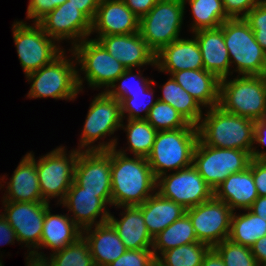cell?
Here are the masks:
<instances>
[{
    "mask_svg": "<svg viewBox=\"0 0 266 266\" xmlns=\"http://www.w3.org/2000/svg\"><path fill=\"white\" fill-rule=\"evenodd\" d=\"M251 154L241 149L216 148L198 140L193 166L205 182L215 189L230 175L244 171L249 167Z\"/></svg>",
    "mask_w": 266,
    "mask_h": 266,
    "instance_id": "9c48e42d",
    "label": "cell"
},
{
    "mask_svg": "<svg viewBox=\"0 0 266 266\" xmlns=\"http://www.w3.org/2000/svg\"><path fill=\"white\" fill-rule=\"evenodd\" d=\"M201 266H225L223 259L219 254L211 248L204 256Z\"/></svg>",
    "mask_w": 266,
    "mask_h": 266,
    "instance_id": "db71d44e",
    "label": "cell"
},
{
    "mask_svg": "<svg viewBox=\"0 0 266 266\" xmlns=\"http://www.w3.org/2000/svg\"><path fill=\"white\" fill-rule=\"evenodd\" d=\"M155 262L152 249L126 250L108 266H152Z\"/></svg>",
    "mask_w": 266,
    "mask_h": 266,
    "instance_id": "b9f144b4",
    "label": "cell"
},
{
    "mask_svg": "<svg viewBox=\"0 0 266 266\" xmlns=\"http://www.w3.org/2000/svg\"><path fill=\"white\" fill-rule=\"evenodd\" d=\"M198 140L197 127L158 131L151 153L147 156L155 178L169 170L177 171L191 166Z\"/></svg>",
    "mask_w": 266,
    "mask_h": 266,
    "instance_id": "277c9868",
    "label": "cell"
},
{
    "mask_svg": "<svg viewBox=\"0 0 266 266\" xmlns=\"http://www.w3.org/2000/svg\"><path fill=\"white\" fill-rule=\"evenodd\" d=\"M86 38L80 43L72 46V51L80 71L84 73V80L90 87L101 88L107 91L116 79L122 75L126 68L95 39Z\"/></svg>",
    "mask_w": 266,
    "mask_h": 266,
    "instance_id": "7c38bea8",
    "label": "cell"
},
{
    "mask_svg": "<svg viewBox=\"0 0 266 266\" xmlns=\"http://www.w3.org/2000/svg\"><path fill=\"white\" fill-rule=\"evenodd\" d=\"M138 207L142 211L145 225L152 237L186 213V209L182 205L163 198L158 192H155Z\"/></svg>",
    "mask_w": 266,
    "mask_h": 266,
    "instance_id": "83f0119b",
    "label": "cell"
},
{
    "mask_svg": "<svg viewBox=\"0 0 266 266\" xmlns=\"http://www.w3.org/2000/svg\"><path fill=\"white\" fill-rule=\"evenodd\" d=\"M4 213L1 214L15 230L17 242L25 243L29 250L39 249L43 232V222L48 202H11L3 201Z\"/></svg>",
    "mask_w": 266,
    "mask_h": 266,
    "instance_id": "9a60e30c",
    "label": "cell"
},
{
    "mask_svg": "<svg viewBox=\"0 0 266 266\" xmlns=\"http://www.w3.org/2000/svg\"><path fill=\"white\" fill-rule=\"evenodd\" d=\"M105 50L126 69L143 65L155 66V53L143 40L140 32L134 34L106 35L95 38Z\"/></svg>",
    "mask_w": 266,
    "mask_h": 266,
    "instance_id": "d6986e66",
    "label": "cell"
},
{
    "mask_svg": "<svg viewBox=\"0 0 266 266\" xmlns=\"http://www.w3.org/2000/svg\"><path fill=\"white\" fill-rule=\"evenodd\" d=\"M50 255L54 266H95L88 242L83 236Z\"/></svg>",
    "mask_w": 266,
    "mask_h": 266,
    "instance_id": "8d00e7d4",
    "label": "cell"
},
{
    "mask_svg": "<svg viewBox=\"0 0 266 266\" xmlns=\"http://www.w3.org/2000/svg\"><path fill=\"white\" fill-rule=\"evenodd\" d=\"M194 38V39H192ZM176 39L155 55V67L160 72L204 69L202 55L195 37Z\"/></svg>",
    "mask_w": 266,
    "mask_h": 266,
    "instance_id": "44dd1931",
    "label": "cell"
},
{
    "mask_svg": "<svg viewBox=\"0 0 266 266\" xmlns=\"http://www.w3.org/2000/svg\"><path fill=\"white\" fill-rule=\"evenodd\" d=\"M249 210L266 221V196H258Z\"/></svg>",
    "mask_w": 266,
    "mask_h": 266,
    "instance_id": "f5cc1de1",
    "label": "cell"
},
{
    "mask_svg": "<svg viewBox=\"0 0 266 266\" xmlns=\"http://www.w3.org/2000/svg\"><path fill=\"white\" fill-rule=\"evenodd\" d=\"M123 123L120 101L111 97L106 91L99 93L90 104L87 118L81 133L78 150L84 151H107L117 146V139L102 142L94 146L99 138L110 136L121 128ZM93 144V146H92Z\"/></svg>",
    "mask_w": 266,
    "mask_h": 266,
    "instance_id": "52a82bcc",
    "label": "cell"
},
{
    "mask_svg": "<svg viewBox=\"0 0 266 266\" xmlns=\"http://www.w3.org/2000/svg\"><path fill=\"white\" fill-rule=\"evenodd\" d=\"M232 213L228 239L236 244L252 246L259 238L266 236V221L252 213Z\"/></svg>",
    "mask_w": 266,
    "mask_h": 266,
    "instance_id": "1f68e13d",
    "label": "cell"
},
{
    "mask_svg": "<svg viewBox=\"0 0 266 266\" xmlns=\"http://www.w3.org/2000/svg\"><path fill=\"white\" fill-rule=\"evenodd\" d=\"M260 1L261 0H222L225 13L230 18H244Z\"/></svg>",
    "mask_w": 266,
    "mask_h": 266,
    "instance_id": "ee69618b",
    "label": "cell"
},
{
    "mask_svg": "<svg viewBox=\"0 0 266 266\" xmlns=\"http://www.w3.org/2000/svg\"><path fill=\"white\" fill-rule=\"evenodd\" d=\"M156 192L185 209L197 206L214 196L213 189L191 165L157 178Z\"/></svg>",
    "mask_w": 266,
    "mask_h": 266,
    "instance_id": "4fadbf2b",
    "label": "cell"
},
{
    "mask_svg": "<svg viewBox=\"0 0 266 266\" xmlns=\"http://www.w3.org/2000/svg\"><path fill=\"white\" fill-rule=\"evenodd\" d=\"M252 175L258 196H266V160L252 159Z\"/></svg>",
    "mask_w": 266,
    "mask_h": 266,
    "instance_id": "f6af8a7d",
    "label": "cell"
},
{
    "mask_svg": "<svg viewBox=\"0 0 266 266\" xmlns=\"http://www.w3.org/2000/svg\"><path fill=\"white\" fill-rule=\"evenodd\" d=\"M210 249L203 242L184 244L163 252L156 261L162 266H201Z\"/></svg>",
    "mask_w": 266,
    "mask_h": 266,
    "instance_id": "e575fe53",
    "label": "cell"
},
{
    "mask_svg": "<svg viewBox=\"0 0 266 266\" xmlns=\"http://www.w3.org/2000/svg\"><path fill=\"white\" fill-rule=\"evenodd\" d=\"M170 76L203 107L219 105L220 79L205 69L182 70Z\"/></svg>",
    "mask_w": 266,
    "mask_h": 266,
    "instance_id": "484cf974",
    "label": "cell"
},
{
    "mask_svg": "<svg viewBox=\"0 0 266 266\" xmlns=\"http://www.w3.org/2000/svg\"><path fill=\"white\" fill-rule=\"evenodd\" d=\"M46 210L43 222V232L39 248H50L52 252L62 250L64 247L76 242L82 237V230L66 215L51 214Z\"/></svg>",
    "mask_w": 266,
    "mask_h": 266,
    "instance_id": "f1b7e54d",
    "label": "cell"
},
{
    "mask_svg": "<svg viewBox=\"0 0 266 266\" xmlns=\"http://www.w3.org/2000/svg\"><path fill=\"white\" fill-rule=\"evenodd\" d=\"M74 182L90 193H111V149L79 151Z\"/></svg>",
    "mask_w": 266,
    "mask_h": 266,
    "instance_id": "ac0fdd59",
    "label": "cell"
},
{
    "mask_svg": "<svg viewBox=\"0 0 266 266\" xmlns=\"http://www.w3.org/2000/svg\"><path fill=\"white\" fill-rule=\"evenodd\" d=\"M122 218L116 219L110 213L108 222L113 226L127 250L150 249L153 237L145 225L142 211L138 206H122Z\"/></svg>",
    "mask_w": 266,
    "mask_h": 266,
    "instance_id": "4316f807",
    "label": "cell"
},
{
    "mask_svg": "<svg viewBox=\"0 0 266 266\" xmlns=\"http://www.w3.org/2000/svg\"><path fill=\"white\" fill-rule=\"evenodd\" d=\"M251 158L256 160H266V151H259L258 149L256 150V148L253 147L251 150Z\"/></svg>",
    "mask_w": 266,
    "mask_h": 266,
    "instance_id": "11a10c76",
    "label": "cell"
},
{
    "mask_svg": "<svg viewBox=\"0 0 266 266\" xmlns=\"http://www.w3.org/2000/svg\"><path fill=\"white\" fill-rule=\"evenodd\" d=\"M146 121L157 131L176 130L185 127H197L190 124L182 114L171 105L157 99L150 108Z\"/></svg>",
    "mask_w": 266,
    "mask_h": 266,
    "instance_id": "d590c367",
    "label": "cell"
},
{
    "mask_svg": "<svg viewBox=\"0 0 266 266\" xmlns=\"http://www.w3.org/2000/svg\"><path fill=\"white\" fill-rule=\"evenodd\" d=\"M220 79L219 107L228 113L258 121L266 116V75H238Z\"/></svg>",
    "mask_w": 266,
    "mask_h": 266,
    "instance_id": "5b68a950",
    "label": "cell"
},
{
    "mask_svg": "<svg viewBox=\"0 0 266 266\" xmlns=\"http://www.w3.org/2000/svg\"><path fill=\"white\" fill-rule=\"evenodd\" d=\"M213 249L223 259L225 266H259L249 246L239 245L227 239L216 244Z\"/></svg>",
    "mask_w": 266,
    "mask_h": 266,
    "instance_id": "74e56055",
    "label": "cell"
},
{
    "mask_svg": "<svg viewBox=\"0 0 266 266\" xmlns=\"http://www.w3.org/2000/svg\"><path fill=\"white\" fill-rule=\"evenodd\" d=\"M133 69H126L125 72L120 75L115 83L110 86L106 92L113 97L114 99L119 100L120 102L129 94V93H137V92H144L146 91L155 81L148 80L142 77L140 74V70L137 74H133ZM137 81L130 83L131 81ZM131 80V81H130ZM140 81V82H139ZM117 82H121L119 85L116 84ZM118 85V86H117Z\"/></svg>",
    "mask_w": 266,
    "mask_h": 266,
    "instance_id": "f35d334b",
    "label": "cell"
},
{
    "mask_svg": "<svg viewBox=\"0 0 266 266\" xmlns=\"http://www.w3.org/2000/svg\"><path fill=\"white\" fill-rule=\"evenodd\" d=\"M192 33L195 34L194 37L201 51L204 69L212 72L219 79L232 75L222 28L201 29Z\"/></svg>",
    "mask_w": 266,
    "mask_h": 266,
    "instance_id": "7402d4cb",
    "label": "cell"
},
{
    "mask_svg": "<svg viewBox=\"0 0 266 266\" xmlns=\"http://www.w3.org/2000/svg\"><path fill=\"white\" fill-rule=\"evenodd\" d=\"M75 4L91 22H93L101 0H68Z\"/></svg>",
    "mask_w": 266,
    "mask_h": 266,
    "instance_id": "7dc6e473",
    "label": "cell"
},
{
    "mask_svg": "<svg viewBox=\"0 0 266 266\" xmlns=\"http://www.w3.org/2000/svg\"><path fill=\"white\" fill-rule=\"evenodd\" d=\"M65 150L61 146L36 161L39 187L45 202L49 203V199L59 196L58 202L61 203L74 181L79 150H71L69 155Z\"/></svg>",
    "mask_w": 266,
    "mask_h": 266,
    "instance_id": "8fae6325",
    "label": "cell"
},
{
    "mask_svg": "<svg viewBox=\"0 0 266 266\" xmlns=\"http://www.w3.org/2000/svg\"><path fill=\"white\" fill-rule=\"evenodd\" d=\"M33 25L23 21L12 25L14 43L25 76L51 63L64 51L37 22Z\"/></svg>",
    "mask_w": 266,
    "mask_h": 266,
    "instance_id": "30bf717a",
    "label": "cell"
},
{
    "mask_svg": "<svg viewBox=\"0 0 266 266\" xmlns=\"http://www.w3.org/2000/svg\"><path fill=\"white\" fill-rule=\"evenodd\" d=\"M199 242L189 216L185 213L166 229L153 237L152 251L157 259L159 254L184 244ZM159 252V254H158Z\"/></svg>",
    "mask_w": 266,
    "mask_h": 266,
    "instance_id": "f546056e",
    "label": "cell"
},
{
    "mask_svg": "<svg viewBox=\"0 0 266 266\" xmlns=\"http://www.w3.org/2000/svg\"><path fill=\"white\" fill-rule=\"evenodd\" d=\"M153 86L151 85L146 91L144 92H137V93H129L121 102V113L122 118L125 119L127 114V119H146L149 113L150 108L157 102L153 99L154 90L152 89ZM153 91V92H152ZM150 95L149 98L148 96ZM144 97L149 98L146 102ZM144 111L145 114L141 116L140 112Z\"/></svg>",
    "mask_w": 266,
    "mask_h": 266,
    "instance_id": "ab89813d",
    "label": "cell"
},
{
    "mask_svg": "<svg viewBox=\"0 0 266 266\" xmlns=\"http://www.w3.org/2000/svg\"><path fill=\"white\" fill-rule=\"evenodd\" d=\"M72 211L70 218L81 229L96 226L108 221L110 212L106 206L112 205L111 193H90L74 181L60 203ZM99 221H96L99 216Z\"/></svg>",
    "mask_w": 266,
    "mask_h": 266,
    "instance_id": "e0dca14e",
    "label": "cell"
},
{
    "mask_svg": "<svg viewBox=\"0 0 266 266\" xmlns=\"http://www.w3.org/2000/svg\"><path fill=\"white\" fill-rule=\"evenodd\" d=\"M214 196L235 209L248 210L258 197L252 175V159L244 171L230 174L214 191Z\"/></svg>",
    "mask_w": 266,
    "mask_h": 266,
    "instance_id": "d4e9b609",
    "label": "cell"
},
{
    "mask_svg": "<svg viewBox=\"0 0 266 266\" xmlns=\"http://www.w3.org/2000/svg\"><path fill=\"white\" fill-rule=\"evenodd\" d=\"M184 10L182 0H159L140 18V35L155 54L180 38Z\"/></svg>",
    "mask_w": 266,
    "mask_h": 266,
    "instance_id": "ba28073f",
    "label": "cell"
},
{
    "mask_svg": "<svg viewBox=\"0 0 266 266\" xmlns=\"http://www.w3.org/2000/svg\"><path fill=\"white\" fill-rule=\"evenodd\" d=\"M244 19L254 32L257 43L266 52V0H261Z\"/></svg>",
    "mask_w": 266,
    "mask_h": 266,
    "instance_id": "60d3db41",
    "label": "cell"
},
{
    "mask_svg": "<svg viewBox=\"0 0 266 266\" xmlns=\"http://www.w3.org/2000/svg\"><path fill=\"white\" fill-rule=\"evenodd\" d=\"M232 213V209L215 196L186 209L198 241L211 248L228 239Z\"/></svg>",
    "mask_w": 266,
    "mask_h": 266,
    "instance_id": "5bb4252c",
    "label": "cell"
},
{
    "mask_svg": "<svg viewBox=\"0 0 266 266\" xmlns=\"http://www.w3.org/2000/svg\"><path fill=\"white\" fill-rule=\"evenodd\" d=\"M255 121L224 111L216 106L209 108L197 125L199 139L216 148L248 151L254 145Z\"/></svg>",
    "mask_w": 266,
    "mask_h": 266,
    "instance_id": "7a4b0ae2",
    "label": "cell"
},
{
    "mask_svg": "<svg viewBox=\"0 0 266 266\" xmlns=\"http://www.w3.org/2000/svg\"><path fill=\"white\" fill-rule=\"evenodd\" d=\"M228 49L230 63L239 75H266V52L255 39L254 32L244 18H229L220 26Z\"/></svg>",
    "mask_w": 266,
    "mask_h": 266,
    "instance_id": "8992f818",
    "label": "cell"
},
{
    "mask_svg": "<svg viewBox=\"0 0 266 266\" xmlns=\"http://www.w3.org/2000/svg\"><path fill=\"white\" fill-rule=\"evenodd\" d=\"M92 228L82 230V236L88 242L95 266H108L125 253V245L108 221Z\"/></svg>",
    "mask_w": 266,
    "mask_h": 266,
    "instance_id": "cb8c5ba5",
    "label": "cell"
},
{
    "mask_svg": "<svg viewBox=\"0 0 266 266\" xmlns=\"http://www.w3.org/2000/svg\"><path fill=\"white\" fill-rule=\"evenodd\" d=\"M7 193L3 201L11 202H45L39 187L36 159L32 152L20 161L14 174L7 183Z\"/></svg>",
    "mask_w": 266,
    "mask_h": 266,
    "instance_id": "603a6c76",
    "label": "cell"
},
{
    "mask_svg": "<svg viewBox=\"0 0 266 266\" xmlns=\"http://www.w3.org/2000/svg\"><path fill=\"white\" fill-rule=\"evenodd\" d=\"M250 249L258 265L266 266V236L259 238Z\"/></svg>",
    "mask_w": 266,
    "mask_h": 266,
    "instance_id": "c3c4849f",
    "label": "cell"
},
{
    "mask_svg": "<svg viewBox=\"0 0 266 266\" xmlns=\"http://www.w3.org/2000/svg\"><path fill=\"white\" fill-rule=\"evenodd\" d=\"M152 266H162V265L156 261Z\"/></svg>",
    "mask_w": 266,
    "mask_h": 266,
    "instance_id": "9f6ffc18",
    "label": "cell"
},
{
    "mask_svg": "<svg viewBox=\"0 0 266 266\" xmlns=\"http://www.w3.org/2000/svg\"><path fill=\"white\" fill-rule=\"evenodd\" d=\"M43 31L57 41L72 40V46L89 38L92 22L70 1L64 2L37 22Z\"/></svg>",
    "mask_w": 266,
    "mask_h": 266,
    "instance_id": "2e32d148",
    "label": "cell"
},
{
    "mask_svg": "<svg viewBox=\"0 0 266 266\" xmlns=\"http://www.w3.org/2000/svg\"><path fill=\"white\" fill-rule=\"evenodd\" d=\"M254 144L266 146V116L254 123Z\"/></svg>",
    "mask_w": 266,
    "mask_h": 266,
    "instance_id": "f907efd6",
    "label": "cell"
},
{
    "mask_svg": "<svg viewBox=\"0 0 266 266\" xmlns=\"http://www.w3.org/2000/svg\"><path fill=\"white\" fill-rule=\"evenodd\" d=\"M140 18L123 0H101L92 22V31L99 36L134 34L139 32Z\"/></svg>",
    "mask_w": 266,
    "mask_h": 266,
    "instance_id": "ffe728a7",
    "label": "cell"
},
{
    "mask_svg": "<svg viewBox=\"0 0 266 266\" xmlns=\"http://www.w3.org/2000/svg\"><path fill=\"white\" fill-rule=\"evenodd\" d=\"M126 6L139 18L146 15L159 0H123Z\"/></svg>",
    "mask_w": 266,
    "mask_h": 266,
    "instance_id": "bcb514c9",
    "label": "cell"
},
{
    "mask_svg": "<svg viewBox=\"0 0 266 266\" xmlns=\"http://www.w3.org/2000/svg\"><path fill=\"white\" fill-rule=\"evenodd\" d=\"M162 96L158 100L171 105L193 125H198L203 117L202 106L185 91L171 76L162 86Z\"/></svg>",
    "mask_w": 266,
    "mask_h": 266,
    "instance_id": "4dcf8cb0",
    "label": "cell"
},
{
    "mask_svg": "<svg viewBox=\"0 0 266 266\" xmlns=\"http://www.w3.org/2000/svg\"><path fill=\"white\" fill-rule=\"evenodd\" d=\"M64 52L51 63L26 75L28 81L32 82L27 95L29 98L74 100L82 91L83 79L76 69V59L73 61L75 56L71 51L73 57L67 59Z\"/></svg>",
    "mask_w": 266,
    "mask_h": 266,
    "instance_id": "3957f363",
    "label": "cell"
},
{
    "mask_svg": "<svg viewBox=\"0 0 266 266\" xmlns=\"http://www.w3.org/2000/svg\"><path fill=\"white\" fill-rule=\"evenodd\" d=\"M28 254L29 255L26 257V266H54L52 261L48 257H45V254L42 252L38 253V250L29 252Z\"/></svg>",
    "mask_w": 266,
    "mask_h": 266,
    "instance_id": "816d5d0a",
    "label": "cell"
},
{
    "mask_svg": "<svg viewBox=\"0 0 266 266\" xmlns=\"http://www.w3.org/2000/svg\"><path fill=\"white\" fill-rule=\"evenodd\" d=\"M126 150L111 149L112 206H139L156 192L155 178L146 157L129 158Z\"/></svg>",
    "mask_w": 266,
    "mask_h": 266,
    "instance_id": "6da1fadb",
    "label": "cell"
},
{
    "mask_svg": "<svg viewBox=\"0 0 266 266\" xmlns=\"http://www.w3.org/2000/svg\"><path fill=\"white\" fill-rule=\"evenodd\" d=\"M67 0H29L27 7V18L38 22L47 13L62 5Z\"/></svg>",
    "mask_w": 266,
    "mask_h": 266,
    "instance_id": "7bdbcfd3",
    "label": "cell"
},
{
    "mask_svg": "<svg viewBox=\"0 0 266 266\" xmlns=\"http://www.w3.org/2000/svg\"><path fill=\"white\" fill-rule=\"evenodd\" d=\"M17 241L15 230L10 226L7 220L0 214V244H12Z\"/></svg>",
    "mask_w": 266,
    "mask_h": 266,
    "instance_id": "681fc988",
    "label": "cell"
},
{
    "mask_svg": "<svg viewBox=\"0 0 266 266\" xmlns=\"http://www.w3.org/2000/svg\"><path fill=\"white\" fill-rule=\"evenodd\" d=\"M127 125L121 128L127 132L129 151L134 156L146 157L151 153L157 130L146 119H127Z\"/></svg>",
    "mask_w": 266,
    "mask_h": 266,
    "instance_id": "836d02e7",
    "label": "cell"
},
{
    "mask_svg": "<svg viewBox=\"0 0 266 266\" xmlns=\"http://www.w3.org/2000/svg\"><path fill=\"white\" fill-rule=\"evenodd\" d=\"M191 6L192 31L220 27L230 17L225 13L222 0H182Z\"/></svg>",
    "mask_w": 266,
    "mask_h": 266,
    "instance_id": "d6a6232c",
    "label": "cell"
}]
</instances>
